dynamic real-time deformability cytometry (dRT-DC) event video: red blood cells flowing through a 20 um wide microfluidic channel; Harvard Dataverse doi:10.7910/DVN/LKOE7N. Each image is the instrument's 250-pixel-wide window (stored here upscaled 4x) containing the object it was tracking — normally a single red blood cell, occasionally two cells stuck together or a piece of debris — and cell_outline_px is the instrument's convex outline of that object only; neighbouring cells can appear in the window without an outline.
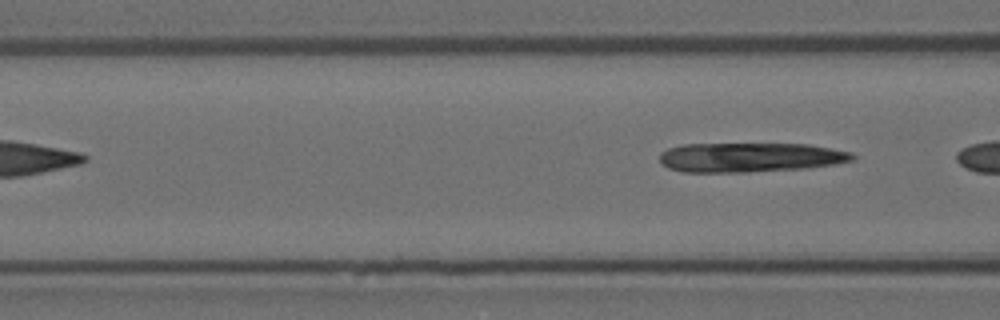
{"species": "Egyptian fruit bat (a non-hibernating species)", "species_latin": "Rousettus aegyptiacus", "temperature_condition": "room temperature", "stored_images_in_passage": 4, "camera_frame_rate_fps": 3000, "um_per_image_px": 0.085, "animal": {"sex": "female"}, "frame": {"image": 1, "passage_image": 4, "time_ms": 1.0, "image_size_px": [1000, 320], "cell_outline_px": [[856, 160], [836, 164], [804, 168], [748, 172], [684, 172], [668, 168], [660, 164], [660, 152], [668, 148], [680, 144], [808, 144], [852, 152], [856, 156]], "centroid_in_image_um": [63.75, 13.37], "position_along_channel_um": 102.9, "area_um2": 33.35}}